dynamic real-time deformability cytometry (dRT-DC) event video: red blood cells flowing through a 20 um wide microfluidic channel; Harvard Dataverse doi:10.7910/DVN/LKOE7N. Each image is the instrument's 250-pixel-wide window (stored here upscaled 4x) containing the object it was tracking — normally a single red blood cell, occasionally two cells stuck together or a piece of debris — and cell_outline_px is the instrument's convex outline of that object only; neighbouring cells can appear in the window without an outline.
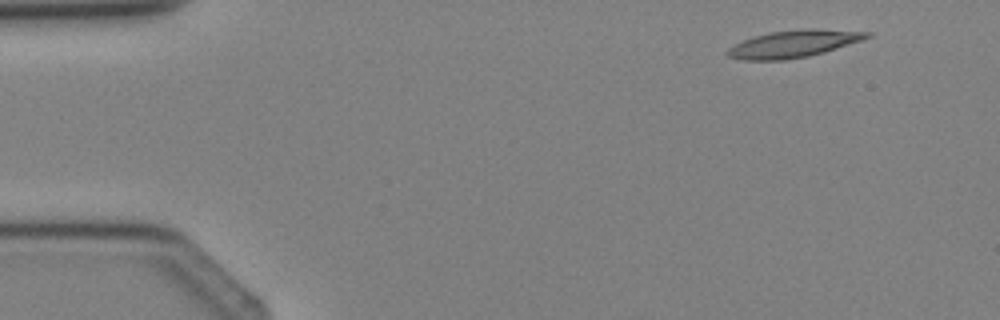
{"species": "Egyptian fruit bat (a non-hibernating species)", "species_latin": "Rousettus aegyptiacus", "temperature_condition": "cold", "stored_images_in_passage": 4, "camera_frame_rate_fps": 3000, "um_per_image_px": 0.085, "animal": {"sex": "female"}, "frame": {"image": 1, "passage_image": 1, "time_ms": 0.0, "image_size_px": [1000, 320], "cell_outline_px": [[872, 36], [864, 40], [824, 52], [808, 56], [784, 60], [744, 60], [728, 56], [724, 52], [728, 48], [744, 40], [768, 32], [804, 28], [872, 32]], "centroid_in_image_um": [67.48, 3.72], "position_along_channel_um": 17.5, "area_um2": 22.08}}